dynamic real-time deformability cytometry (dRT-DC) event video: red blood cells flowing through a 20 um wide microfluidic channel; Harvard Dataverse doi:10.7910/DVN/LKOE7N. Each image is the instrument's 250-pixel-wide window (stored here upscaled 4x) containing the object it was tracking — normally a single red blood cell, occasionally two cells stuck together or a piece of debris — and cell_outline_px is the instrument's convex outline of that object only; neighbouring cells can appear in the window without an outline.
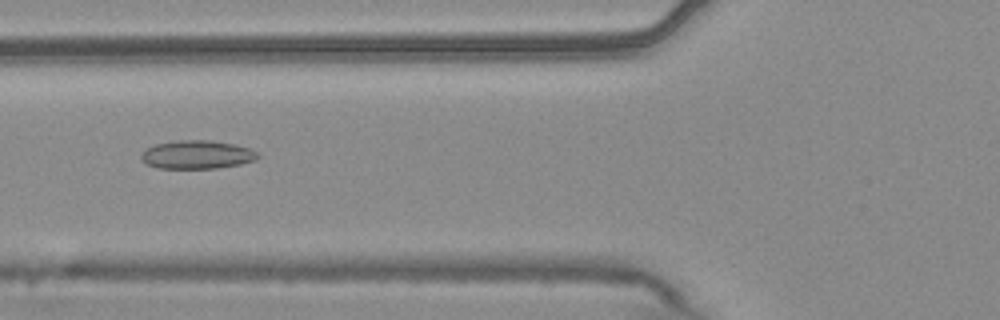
{"species": "common noctule bat (a hibernating species)", "species_latin": "Nyctalus noctula", "temperature_condition": "warm", "stored_images_in_passage": 52, "camera_frame_rate_fps": 3000, "um_per_image_px": 0.085, "animal": {"sex": "male", "body_mass_g": 20.4}, "frame": {"image": 1, "passage_image": 19, "time_ms": 6.0, "image_size_px": [1000, 320], "cell_outline_px": [[260, 156], [256, 160], [240, 164], [216, 168], [156, 168], [140, 160], [140, 156], [148, 148], [156, 144], [176, 140], [212, 140], [236, 144], [248, 148], [256, 152]], "centroid_in_image_um": [16.76, 13.14], "position_along_channel_um": 109.0, "area_um2": 19.31}}
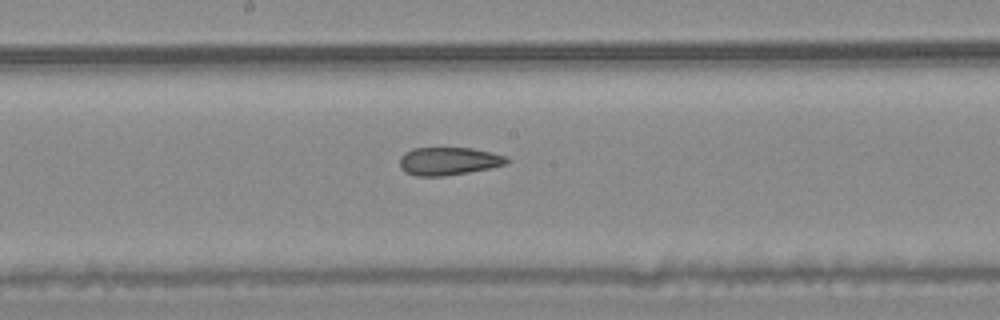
{"frame": {"image": 2, "passage_image": 27, "time_ms": 8.667, "image_size_px": [1000, 320], "cell_outline_px": [[512, 160], [508, 164], [492, 168], [444, 176], [416, 176], [404, 172], [400, 168], [400, 156], [404, 152], [412, 148], [472, 148], [492, 152], [508, 156]], "centroid_in_image_um": [38.17, 13.69], "position_along_channel_um": 210.0, "area_um2": 17.8}}
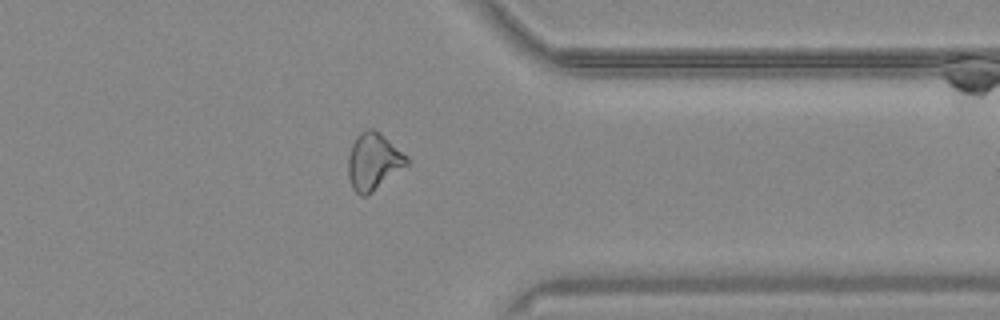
{"frame": {"image": 3, "passage_image": 41, "time_ms": 13.333, "image_size_px": [1000, 320], "cell_outline_px": [[408, 164], [368, 196], [360, 196], [352, 188], [348, 176], [348, 156], [352, 144], [356, 136], [360, 132], [368, 128], [372, 128], [380, 132], [408, 156]], "centroid_in_image_um": [31.73, 13.73], "position_along_channel_um": 379.7, "area_um2": 19.59}, "authors_computed_cell_mechanics": {"area_um2": 19.5653, "velocity_mm_per_s": 3.7823, "shape_relaxation_time_tau1_ms": null, "shape_relaxation_time_tau2_ms": 3.1221, "deformation_change_tau1": null, "deformation_change_tau2": 0.112}}